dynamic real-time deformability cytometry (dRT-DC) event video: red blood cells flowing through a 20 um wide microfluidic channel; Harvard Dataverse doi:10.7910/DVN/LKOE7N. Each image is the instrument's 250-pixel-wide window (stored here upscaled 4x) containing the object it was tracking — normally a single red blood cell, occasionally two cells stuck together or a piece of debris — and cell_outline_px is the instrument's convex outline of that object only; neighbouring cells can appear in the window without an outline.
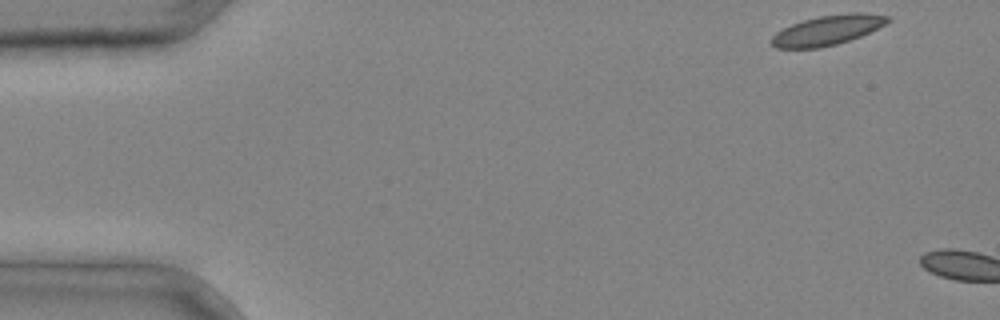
{"species": "common noctule bat (a hibernating species)", "species_latin": "Nyctalus noctula", "temperature_condition": "cold", "stored_images_in_passage": 2, "camera_frame_rate_fps": 3000, "um_per_image_px": 0.085, "animal": {"sex": "male", "body_mass_g": 20.4}, "frame": {"image": 1, "passage_image": 1, "time_ms": 0.0, "image_size_px": [1000, 320], "cell_outline_px": [[892, 20], [860, 36], [836, 44], [820, 48], [776, 48], [768, 40], [776, 32], [792, 24], [804, 20], [820, 16], [852, 12], [864, 12], [892, 16]], "centroid_in_image_um": [70.34, 2.56], "position_along_channel_um": 14.7, "area_um2": 20.11}}